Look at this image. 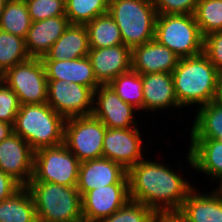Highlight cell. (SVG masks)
Wrapping results in <instances>:
<instances>
[{"label":"cell","mask_w":222,"mask_h":222,"mask_svg":"<svg viewBox=\"0 0 222 222\" xmlns=\"http://www.w3.org/2000/svg\"><path fill=\"white\" fill-rule=\"evenodd\" d=\"M127 176L130 200L140 202L156 213L178 212L195 187L190 179L188 181L183 174L174 171V167L159 159L151 160L149 154L131 167Z\"/></svg>","instance_id":"cell-1"},{"label":"cell","mask_w":222,"mask_h":222,"mask_svg":"<svg viewBox=\"0 0 222 222\" xmlns=\"http://www.w3.org/2000/svg\"><path fill=\"white\" fill-rule=\"evenodd\" d=\"M171 74L181 108H199L213 101L219 71L204 53L180 58Z\"/></svg>","instance_id":"cell-2"},{"label":"cell","mask_w":222,"mask_h":222,"mask_svg":"<svg viewBox=\"0 0 222 222\" xmlns=\"http://www.w3.org/2000/svg\"><path fill=\"white\" fill-rule=\"evenodd\" d=\"M65 121L47 103L20 105L13 133L21 136L37 151L64 143Z\"/></svg>","instance_id":"cell-3"},{"label":"cell","mask_w":222,"mask_h":222,"mask_svg":"<svg viewBox=\"0 0 222 222\" xmlns=\"http://www.w3.org/2000/svg\"><path fill=\"white\" fill-rule=\"evenodd\" d=\"M26 187L34 199L37 219L45 222L83 220L82 197L77 186L29 182Z\"/></svg>","instance_id":"cell-4"},{"label":"cell","mask_w":222,"mask_h":222,"mask_svg":"<svg viewBox=\"0 0 222 222\" xmlns=\"http://www.w3.org/2000/svg\"><path fill=\"white\" fill-rule=\"evenodd\" d=\"M108 13L131 50L154 39L158 14L153 0H119L108 6Z\"/></svg>","instance_id":"cell-5"},{"label":"cell","mask_w":222,"mask_h":222,"mask_svg":"<svg viewBox=\"0 0 222 222\" xmlns=\"http://www.w3.org/2000/svg\"><path fill=\"white\" fill-rule=\"evenodd\" d=\"M154 39L180 58L203 53L202 36L194 15H157Z\"/></svg>","instance_id":"cell-6"},{"label":"cell","mask_w":222,"mask_h":222,"mask_svg":"<svg viewBox=\"0 0 222 222\" xmlns=\"http://www.w3.org/2000/svg\"><path fill=\"white\" fill-rule=\"evenodd\" d=\"M80 161L64 143L35 151L30 182L77 186Z\"/></svg>","instance_id":"cell-7"},{"label":"cell","mask_w":222,"mask_h":222,"mask_svg":"<svg viewBox=\"0 0 222 222\" xmlns=\"http://www.w3.org/2000/svg\"><path fill=\"white\" fill-rule=\"evenodd\" d=\"M106 129L93 115L68 118L64 126V144L80 162L103 158Z\"/></svg>","instance_id":"cell-8"},{"label":"cell","mask_w":222,"mask_h":222,"mask_svg":"<svg viewBox=\"0 0 222 222\" xmlns=\"http://www.w3.org/2000/svg\"><path fill=\"white\" fill-rule=\"evenodd\" d=\"M3 82L17 95L20 105L47 103L48 80L41 58L30 57L7 69Z\"/></svg>","instance_id":"cell-9"},{"label":"cell","mask_w":222,"mask_h":222,"mask_svg":"<svg viewBox=\"0 0 222 222\" xmlns=\"http://www.w3.org/2000/svg\"><path fill=\"white\" fill-rule=\"evenodd\" d=\"M93 100L94 91L90 87L48 80L47 104L65 119L92 115Z\"/></svg>","instance_id":"cell-10"},{"label":"cell","mask_w":222,"mask_h":222,"mask_svg":"<svg viewBox=\"0 0 222 222\" xmlns=\"http://www.w3.org/2000/svg\"><path fill=\"white\" fill-rule=\"evenodd\" d=\"M142 137L138 127L128 129L107 128L103 140V158L120 164L128 171L143 160L149 152L147 151V145L143 144L145 141ZM143 152L146 154L144 155Z\"/></svg>","instance_id":"cell-11"},{"label":"cell","mask_w":222,"mask_h":222,"mask_svg":"<svg viewBox=\"0 0 222 222\" xmlns=\"http://www.w3.org/2000/svg\"><path fill=\"white\" fill-rule=\"evenodd\" d=\"M132 105L124 102L109 85H100L94 91L92 115L107 128L128 129L137 127Z\"/></svg>","instance_id":"cell-12"},{"label":"cell","mask_w":222,"mask_h":222,"mask_svg":"<svg viewBox=\"0 0 222 222\" xmlns=\"http://www.w3.org/2000/svg\"><path fill=\"white\" fill-rule=\"evenodd\" d=\"M35 151L19 135L12 133L0 142V169L22 187L32 179Z\"/></svg>","instance_id":"cell-13"},{"label":"cell","mask_w":222,"mask_h":222,"mask_svg":"<svg viewBox=\"0 0 222 222\" xmlns=\"http://www.w3.org/2000/svg\"><path fill=\"white\" fill-rule=\"evenodd\" d=\"M130 200L129 184H112L82 196L84 222H98L118 211Z\"/></svg>","instance_id":"cell-14"},{"label":"cell","mask_w":222,"mask_h":222,"mask_svg":"<svg viewBox=\"0 0 222 222\" xmlns=\"http://www.w3.org/2000/svg\"><path fill=\"white\" fill-rule=\"evenodd\" d=\"M112 184H129L127 170L106 158L80 162L77 190L86 192Z\"/></svg>","instance_id":"cell-15"},{"label":"cell","mask_w":222,"mask_h":222,"mask_svg":"<svg viewBox=\"0 0 222 222\" xmlns=\"http://www.w3.org/2000/svg\"><path fill=\"white\" fill-rule=\"evenodd\" d=\"M189 142L186 153L187 166L211 179L210 182L216 184L217 181V187H222V141L190 139Z\"/></svg>","instance_id":"cell-16"},{"label":"cell","mask_w":222,"mask_h":222,"mask_svg":"<svg viewBox=\"0 0 222 222\" xmlns=\"http://www.w3.org/2000/svg\"><path fill=\"white\" fill-rule=\"evenodd\" d=\"M132 50L120 44L106 48H90L88 57L100 85H108L115 77L131 69Z\"/></svg>","instance_id":"cell-17"},{"label":"cell","mask_w":222,"mask_h":222,"mask_svg":"<svg viewBox=\"0 0 222 222\" xmlns=\"http://www.w3.org/2000/svg\"><path fill=\"white\" fill-rule=\"evenodd\" d=\"M143 112H156L168 109L180 110L171 73H147L142 75ZM173 108V109H172Z\"/></svg>","instance_id":"cell-18"},{"label":"cell","mask_w":222,"mask_h":222,"mask_svg":"<svg viewBox=\"0 0 222 222\" xmlns=\"http://www.w3.org/2000/svg\"><path fill=\"white\" fill-rule=\"evenodd\" d=\"M211 191L203 194L194 187L177 213L185 222H222V187Z\"/></svg>","instance_id":"cell-19"},{"label":"cell","mask_w":222,"mask_h":222,"mask_svg":"<svg viewBox=\"0 0 222 222\" xmlns=\"http://www.w3.org/2000/svg\"><path fill=\"white\" fill-rule=\"evenodd\" d=\"M180 57L155 39L132 49L131 69L141 75L147 73H172Z\"/></svg>","instance_id":"cell-20"},{"label":"cell","mask_w":222,"mask_h":222,"mask_svg":"<svg viewBox=\"0 0 222 222\" xmlns=\"http://www.w3.org/2000/svg\"><path fill=\"white\" fill-rule=\"evenodd\" d=\"M47 80H63L66 83H78L95 91L97 82L88 56L66 60H41Z\"/></svg>","instance_id":"cell-21"},{"label":"cell","mask_w":222,"mask_h":222,"mask_svg":"<svg viewBox=\"0 0 222 222\" xmlns=\"http://www.w3.org/2000/svg\"><path fill=\"white\" fill-rule=\"evenodd\" d=\"M69 25L70 22L66 16L32 22L25 38L29 56L33 58L45 56Z\"/></svg>","instance_id":"cell-22"},{"label":"cell","mask_w":222,"mask_h":222,"mask_svg":"<svg viewBox=\"0 0 222 222\" xmlns=\"http://www.w3.org/2000/svg\"><path fill=\"white\" fill-rule=\"evenodd\" d=\"M88 32L83 24H70L41 60H66L88 56Z\"/></svg>","instance_id":"cell-23"},{"label":"cell","mask_w":222,"mask_h":222,"mask_svg":"<svg viewBox=\"0 0 222 222\" xmlns=\"http://www.w3.org/2000/svg\"><path fill=\"white\" fill-rule=\"evenodd\" d=\"M190 126V139H214L222 141V104L211 101L196 109Z\"/></svg>","instance_id":"cell-24"},{"label":"cell","mask_w":222,"mask_h":222,"mask_svg":"<svg viewBox=\"0 0 222 222\" xmlns=\"http://www.w3.org/2000/svg\"><path fill=\"white\" fill-rule=\"evenodd\" d=\"M34 199L27 187L0 201V222H36Z\"/></svg>","instance_id":"cell-25"},{"label":"cell","mask_w":222,"mask_h":222,"mask_svg":"<svg viewBox=\"0 0 222 222\" xmlns=\"http://www.w3.org/2000/svg\"><path fill=\"white\" fill-rule=\"evenodd\" d=\"M90 48H106L123 44L119 27L109 13L85 24Z\"/></svg>","instance_id":"cell-26"},{"label":"cell","mask_w":222,"mask_h":222,"mask_svg":"<svg viewBox=\"0 0 222 222\" xmlns=\"http://www.w3.org/2000/svg\"><path fill=\"white\" fill-rule=\"evenodd\" d=\"M31 23L32 21L24 0L6 1L1 15V30L25 39Z\"/></svg>","instance_id":"cell-27"},{"label":"cell","mask_w":222,"mask_h":222,"mask_svg":"<svg viewBox=\"0 0 222 222\" xmlns=\"http://www.w3.org/2000/svg\"><path fill=\"white\" fill-rule=\"evenodd\" d=\"M115 93L139 112H143V83L142 75L130 69L115 77L108 84Z\"/></svg>","instance_id":"cell-28"},{"label":"cell","mask_w":222,"mask_h":222,"mask_svg":"<svg viewBox=\"0 0 222 222\" xmlns=\"http://www.w3.org/2000/svg\"><path fill=\"white\" fill-rule=\"evenodd\" d=\"M106 0H65V15L70 24H83L108 13Z\"/></svg>","instance_id":"cell-29"},{"label":"cell","mask_w":222,"mask_h":222,"mask_svg":"<svg viewBox=\"0 0 222 222\" xmlns=\"http://www.w3.org/2000/svg\"><path fill=\"white\" fill-rule=\"evenodd\" d=\"M193 15L203 37L222 31V0H199Z\"/></svg>","instance_id":"cell-30"},{"label":"cell","mask_w":222,"mask_h":222,"mask_svg":"<svg viewBox=\"0 0 222 222\" xmlns=\"http://www.w3.org/2000/svg\"><path fill=\"white\" fill-rule=\"evenodd\" d=\"M30 56L27 52L25 39L0 29V65L6 71Z\"/></svg>","instance_id":"cell-31"},{"label":"cell","mask_w":222,"mask_h":222,"mask_svg":"<svg viewBox=\"0 0 222 222\" xmlns=\"http://www.w3.org/2000/svg\"><path fill=\"white\" fill-rule=\"evenodd\" d=\"M156 212L146 205L129 200L112 215L98 222H152Z\"/></svg>","instance_id":"cell-32"},{"label":"cell","mask_w":222,"mask_h":222,"mask_svg":"<svg viewBox=\"0 0 222 222\" xmlns=\"http://www.w3.org/2000/svg\"><path fill=\"white\" fill-rule=\"evenodd\" d=\"M32 22L66 16L65 0H24Z\"/></svg>","instance_id":"cell-33"},{"label":"cell","mask_w":222,"mask_h":222,"mask_svg":"<svg viewBox=\"0 0 222 222\" xmlns=\"http://www.w3.org/2000/svg\"><path fill=\"white\" fill-rule=\"evenodd\" d=\"M20 103L17 95L4 82L0 84V121L14 125Z\"/></svg>","instance_id":"cell-34"},{"label":"cell","mask_w":222,"mask_h":222,"mask_svg":"<svg viewBox=\"0 0 222 222\" xmlns=\"http://www.w3.org/2000/svg\"><path fill=\"white\" fill-rule=\"evenodd\" d=\"M198 1L199 0H153V4L158 15H193Z\"/></svg>","instance_id":"cell-35"},{"label":"cell","mask_w":222,"mask_h":222,"mask_svg":"<svg viewBox=\"0 0 222 222\" xmlns=\"http://www.w3.org/2000/svg\"><path fill=\"white\" fill-rule=\"evenodd\" d=\"M203 53L222 72V31H215L204 37Z\"/></svg>","instance_id":"cell-36"},{"label":"cell","mask_w":222,"mask_h":222,"mask_svg":"<svg viewBox=\"0 0 222 222\" xmlns=\"http://www.w3.org/2000/svg\"><path fill=\"white\" fill-rule=\"evenodd\" d=\"M22 186L0 169V201L11 197Z\"/></svg>","instance_id":"cell-37"},{"label":"cell","mask_w":222,"mask_h":222,"mask_svg":"<svg viewBox=\"0 0 222 222\" xmlns=\"http://www.w3.org/2000/svg\"><path fill=\"white\" fill-rule=\"evenodd\" d=\"M152 222H185L177 212L156 213Z\"/></svg>","instance_id":"cell-38"},{"label":"cell","mask_w":222,"mask_h":222,"mask_svg":"<svg viewBox=\"0 0 222 222\" xmlns=\"http://www.w3.org/2000/svg\"><path fill=\"white\" fill-rule=\"evenodd\" d=\"M13 133V125L0 121V142L8 138Z\"/></svg>","instance_id":"cell-39"},{"label":"cell","mask_w":222,"mask_h":222,"mask_svg":"<svg viewBox=\"0 0 222 222\" xmlns=\"http://www.w3.org/2000/svg\"><path fill=\"white\" fill-rule=\"evenodd\" d=\"M213 101L222 104V72H219L218 74L216 92Z\"/></svg>","instance_id":"cell-40"},{"label":"cell","mask_w":222,"mask_h":222,"mask_svg":"<svg viewBox=\"0 0 222 222\" xmlns=\"http://www.w3.org/2000/svg\"><path fill=\"white\" fill-rule=\"evenodd\" d=\"M6 1L7 0H0V21H1V15H2L3 8L5 6Z\"/></svg>","instance_id":"cell-41"},{"label":"cell","mask_w":222,"mask_h":222,"mask_svg":"<svg viewBox=\"0 0 222 222\" xmlns=\"http://www.w3.org/2000/svg\"><path fill=\"white\" fill-rule=\"evenodd\" d=\"M4 75H5V70L0 65V77H4Z\"/></svg>","instance_id":"cell-42"},{"label":"cell","mask_w":222,"mask_h":222,"mask_svg":"<svg viewBox=\"0 0 222 222\" xmlns=\"http://www.w3.org/2000/svg\"><path fill=\"white\" fill-rule=\"evenodd\" d=\"M36 222H45V221L37 219ZM67 222H84V221L83 220H75V221H67Z\"/></svg>","instance_id":"cell-43"},{"label":"cell","mask_w":222,"mask_h":222,"mask_svg":"<svg viewBox=\"0 0 222 222\" xmlns=\"http://www.w3.org/2000/svg\"><path fill=\"white\" fill-rule=\"evenodd\" d=\"M116 1H119V0H106L108 5H110V4H112V3L116 2Z\"/></svg>","instance_id":"cell-44"},{"label":"cell","mask_w":222,"mask_h":222,"mask_svg":"<svg viewBox=\"0 0 222 222\" xmlns=\"http://www.w3.org/2000/svg\"><path fill=\"white\" fill-rule=\"evenodd\" d=\"M4 77H0V84L3 82Z\"/></svg>","instance_id":"cell-45"}]
</instances>
